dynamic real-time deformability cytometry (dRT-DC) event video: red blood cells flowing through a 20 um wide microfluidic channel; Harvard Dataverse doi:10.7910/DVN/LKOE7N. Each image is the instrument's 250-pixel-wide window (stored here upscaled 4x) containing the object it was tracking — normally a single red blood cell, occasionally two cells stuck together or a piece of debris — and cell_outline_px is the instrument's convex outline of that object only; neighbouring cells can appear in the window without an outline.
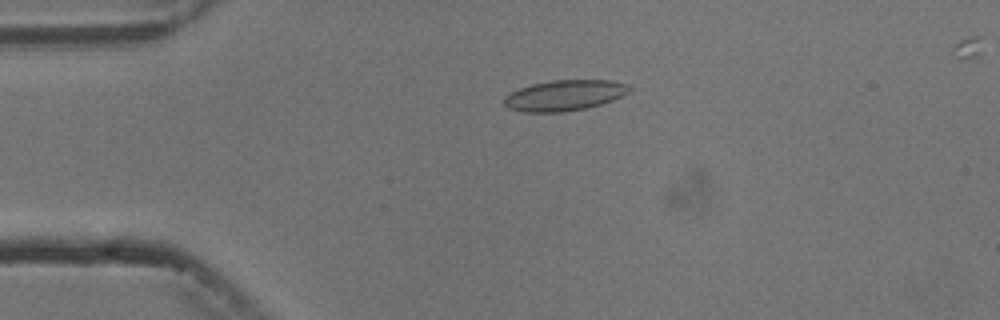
{"species": "common noctule bat (a hibernating species)", "species_latin": "Nyctalus noctula", "temperature_condition": "cold", "stored_images_in_passage": 2, "camera_frame_rate_fps": 3000, "um_per_image_px": 0.085, "animal": {"sex": "male", "body_mass_g": 13.3}, "frame": {"image": 1, "passage_image": 1, "time_ms": 0.0, "image_size_px": [1000, 320], "cell_outline_px": [[632, 88], [628, 92], [612, 100], [600, 104], [584, 108], [564, 112], [524, 112], [508, 108], [504, 104], [504, 96], [520, 88], [532, 84], [552, 80], [612, 80], [628, 84]], "centroid_in_image_um": [47.97, 8.1], "position_along_channel_um": 37.0, "area_um2": 22.25}}